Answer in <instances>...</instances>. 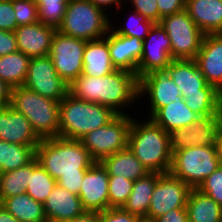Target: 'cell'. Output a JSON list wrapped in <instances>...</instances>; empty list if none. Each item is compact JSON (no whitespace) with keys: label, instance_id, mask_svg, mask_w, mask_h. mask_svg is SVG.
I'll return each instance as SVG.
<instances>
[{"label":"cell","instance_id":"38","mask_svg":"<svg viewBox=\"0 0 222 222\" xmlns=\"http://www.w3.org/2000/svg\"><path fill=\"white\" fill-rule=\"evenodd\" d=\"M13 10L17 26L38 22V6L33 0H13Z\"/></svg>","mask_w":222,"mask_h":222},{"label":"cell","instance_id":"26","mask_svg":"<svg viewBox=\"0 0 222 222\" xmlns=\"http://www.w3.org/2000/svg\"><path fill=\"white\" fill-rule=\"evenodd\" d=\"M100 163L107 170L109 176H123L133 181L150 173L128 147L106 156Z\"/></svg>","mask_w":222,"mask_h":222},{"label":"cell","instance_id":"3","mask_svg":"<svg viewBox=\"0 0 222 222\" xmlns=\"http://www.w3.org/2000/svg\"><path fill=\"white\" fill-rule=\"evenodd\" d=\"M132 119L128 137V148L149 172L169 173L172 150L169 133L151 118L143 121Z\"/></svg>","mask_w":222,"mask_h":222},{"label":"cell","instance_id":"15","mask_svg":"<svg viewBox=\"0 0 222 222\" xmlns=\"http://www.w3.org/2000/svg\"><path fill=\"white\" fill-rule=\"evenodd\" d=\"M139 100L140 97H147L151 118L161 107L173 102L176 96H182L180 88L173 79L165 72H151L139 79ZM149 103V104H148Z\"/></svg>","mask_w":222,"mask_h":222},{"label":"cell","instance_id":"34","mask_svg":"<svg viewBox=\"0 0 222 222\" xmlns=\"http://www.w3.org/2000/svg\"><path fill=\"white\" fill-rule=\"evenodd\" d=\"M56 184L57 181L39 164L35 157L34 170L30 173L26 193L35 201L44 203Z\"/></svg>","mask_w":222,"mask_h":222},{"label":"cell","instance_id":"5","mask_svg":"<svg viewBox=\"0 0 222 222\" xmlns=\"http://www.w3.org/2000/svg\"><path fill=\"white\" fill-rule=\"evenodd\" d=\"M9 106L29 120L33 130L41 139L58 137V101L19 86L11 89Z\"/></svg>","mask_w":222,"mask_h":222},{"label":"cell","instance_id":"44","mask_svg":"<svg viewBox=\"0 0 222 222\" xmlns=\"http://www.w3.org/2000/svg\"><path fill=\"white\" fill-rule=\"evenodd\" d=\"M18 51L14 32L0 30V56Z\"/></svg>","mask_w":222,"mask_h":222},{"label":"cell","instance_id":"1","mask_svg":"<svg viewBox=\"0 0 222 222\" xmlns=\"http://www.w3.org/2000/svg\"><path fill=\"white\" fill-rule=\"evenodd\" d=\"M36 159L59 186L78 196L86 170L96 162L80 140L62 137L42 139Z\"/></svg>","mask_w":222,"mask_h":222},{"label":"cell","instance_id":"40","mask_svg":"<svg viewBox=\"0 0 222 222\" xmlns=\"http://www.w3.org/2000/svg\"><path fill=\"white\" fill-rule=\"evenodd\" d=\"M143 218L124 211L122 208H109L98 212V222H141Z\"/></svg>","mask_w":222,"mask_h":222},{"label":"cell","instance_id":"7","mask_svg":"<svg viewBox=\"0 0 222 222\" xmlns=\"http://www.w3.org/2000/svg\"><path fill=\"white\" fill-rule=\"evenodd\" d=\"M219 166L215 145L193 146L173 152L169 173L198 188Z\"/></svg>","mask_w":222,"mask_h":222},{"label":"cell","instance_id":"47","mask_svg":"<svg viewBox=\"0 0 222 222\" xmlns=\"http://www.w3.org/2000/svg\"><path fill=\"white\" fill-rule=\"evenodd\" d=\"M11 89V87L0 79V107L9 105Z\"/></svg>","mask_w":222,"mask_h":222},{"label":"cell","instance_id":"2","mask_svg":"<svg viewBox=\"0 0 222 222\" xmlns=\"http://www.w3.org/2000/svg\"><path fill=\"white\" fill-rule=\"evenodd\" d=\"M138 90L139 80L135 74L115 70L103 77L81 74L69 85L68 93L74 98L108 107L117 115H127L128 107L139 101Z\"/></svg>","mask_w":222,"mask_h":222},{"label":"cell","instance_id":"17","mask_svg":"<svg viewBox=\"0 0 222 222\" xmlns=\"http://www.w3.org/2000/svg\"><path fill=\"white\" fill-rule=\"evenodd\" d=\"M0 140L36 149L42 139L33 130L29 120L8 105L0 107Z\"/></svg>","mask_w":222,"mask_h":222},{"label":"cell","instance_id":"22","mask_svg":"<svg viewBox=\"0 0 222 222\" xmlns=\"http://www.w3.org/2000/svg\"><path fill=\"white\" fill-rule=\"evenodd\" d=\"M185 10L204 34L222 33V0H186Z\"/></svg>","mask_w":222,"mask_h":222},{"label":"cell","instance_id":"18","mask_svg":"<svg viewBox=\"0 0 222 222\" xmlns=\"http://www.w3.org/2000/svg\"><path fill=\"white\" fill-rule=\"evenodd\" d=\"M108 48L116 70H125L138 78V64L142 57L143 41L136 37L124 36L108 31Z\"/></svg>","mask_w":222,"mask_h":222},{"label":"cell","instance_id":"31","mask_svg":"<svg viewBox=\"0 0 222 222\" xmlns=\"http://www.w3.org/2000/svg\"><path fill=\"white\" fill-rule=\"evenodd\" d=\"M35 157L36 149L33 146L0 140V173L25 166Z\"/></svg>","mask_w":222,"mask_h":222},{"label":"cell","instance_id":"52","mask_svg":"<svg viewBox=\"0 0 222 222\" xmlns=\"http://www.w3.org/2000/svg\"><path fill=\"white\" fill-rule=\"evenodd\" d=\"M141 222H152V221L143 219Z\"/></svg>","mask_w":222,"mask_h":222},{"label":"cell","instance_id":"35","mask_svg":"<svg viewBox=\"0 0 222 222\" xmlns=\"http://www.w3.org/2000/svg\"><path fill=\"white\" fill-rule=\"evenodd\" d=\"M38 6V21L55 28L61 26L71 0H33Z\"/></svg>","mask_w":222,"mask_h":222},{"label":"cell","instance_id":"50","mask_svg":"<svg viewBox=\"0 0 222 222\" xmlns=\"http://www.w3.org/2000/svg\"><path fill=\"white\" fill-rule=\"evenodd\" d=\"M215 147L217 151V158L219 160V164L220 166H222V130L221 129L219 131Z\"/></svg>","mask_w":222,"mask_h":222},{"label":"cell","instance_id":"32","mask_svg":"<svg viewBox=\"0 0 222 222\" xmlns=\"http://www.w3.org/2000/svg\"><path fill=\"white\" fill-rule=\"evenodd\" d=\"M33 170L34 159L25 166L0 173V202L5 198L26 193Z\"/></svg>","mask_w":222,"mask_h":222},{"label":"cell","instance_id":"9","mask_svg":"<svg viewBox=\"0 0 222 222\" xmlns=\"http://www.w3.org/2000/svg\"><path fill=\"white\" fill-rule=\"evenodd\" d=\"M131 115H116L108 124L94 129L80 139L96 162L128 147L133 119Z\"/></svg>","mask_w":222,"mask_h":222},{"label":"cell","instance_id":"20","mask_svg":"<svg viewBox=\"0 0 222 222\" xmlns=\"http://www.w3.org/2000/svg\"><path fill=\"white\" fill-rule=\"evenodd\" d=\"M56 29L41 22L21 25L14 30L18 51L30 58L47 56Z\"/></svg>","mask_w":222,"mask_h":222},{"label":"cell","instance_id":"13","mask_svg":"<svg viewBox=\"0 0 222 222\" xmlns=\"http://www.w3.org/2000/svg\"><path fill=\"white\" fill-rule=\"evenodd\" d=\"M220 131L219 114L200 117L188 127L169 133L172 152L193 146H214Z\"/></svg>","mask_w":222,"mask_h":222},{"label":"cell","instance_id":"45","mask_svg":"<svg viewBox=\"0 0 222 222\" xmlns=\"http://www.w3.org/2000/svg\"><path fill=\"white\" fill-rule=\"evenodd\" d=\"M152 222H189L187 208L173 209L152 220Z\"/></svg>","mask_w":222,"mask_h":222},{"label":"cell","instance_id":"46","mask_svg":"<svg viewBox=\"0 0 222 222\" xmlns=\"http://www.w3.org/2000/svg\"><path fill=\"white\" fill-rule=\"evenodd\" d=\"M91 3H93L95 6L103 9L104 11H108V7L112 8L116 6V11L122 9V6L124 5V1L126 0H88ZM123 1V2H122ZM123 4V5H122ZM114 5V6H113ZM106 9V10H105ZM118 9V10H117Z\"/></svg>","mask_w":222,"mask_h":222},{"label":"cell","instance_id":"36","mask_svg":"<svg viewBox=\"0 0 222 222\" xmlns=\"http://www.w3.org/2000/svg\"><path fill=\"white\" fill-rule=\"evenodd\" d=\"M131 10V14L128 15L129 17L126 21L127 24L121 25L122 23H120L119 27L116 25L114 26V22H110V29L116 34L136 37L143 41L155 23L151 20L145 19L140 13L133 10L132 8Z\"/></svg>","mask_w":222,"mask_h":222},{"label":"cell","instance_id":"23","mask_svg":"<svg viewBox=\"0 0 222 222\" xmlns=\"http://www.w3.org/2000/svg\"><path fill=\"white\" fill-rule=\"evenodd\" d=\"M165 72L180 88L183 97L186 94L200 93L208 85L195 60L173 59Z\"/></svg>","mask_w":222,"mask_h":222},{"label":"cell","instance_id":"27","mask_svg":"<svg viewBox=\"0 0 222 222\" xmlns=\"http://www.w3.org/2000/svg\"><path fill=\"white\" fill-rule=\"evenodd\" d=\"M159 175L160 173L158 172H150L146 176L134 181L132 192L122 209L145 219Z\"/></svg>","mask_w":222,"mask_h":222},{"label":"cell","instance_id":"53","mask_svg":"<svg viewBox=\"0 0 222 222\" xmlns=\"http://www.w3.org/2000/svg\"><path fill=\"white\" fill-rule=\"evenodd\" d=\"M42 222H54V221H51V220L46 219V220H44V221H42Z\"/></svg>","mask_w":222,"mask_h":222},{"label":"cell","instance_id":"21","mask_svg":"<svg viewBox=\"0 0 222 222\" xmlns=\"http://www.w3.org/2000/svg\"><path fill=\"white\" fill-rule=\"evenodd\" d=\"M43 207L46 218L58 222L71 221L86 211L78 195L58 184L48 195Z\"/></svg>","mask_w":222,"mask_h":222},{"label":"cell","instance_id":"8","mask_svg":"<svg viewBox=\"0 0 222 222\" xmlns=\"http://www.w3.org/2000/svg\"><path fill=\"white\" fill-rule=\"evenodd\" d=\"M159 24L171 41L172 59H196L205 34L197 27L185 9L164 16Z\"/></svg>","mask_w":222,"mask_h":222},{"label":"cell","instance_id":"24","mask_svg":"<svg viewBox=\"0 0 222 222\" xmlns=\"http://www.w3.org/2000/svg\"><path fill=\"white\" fill-rule=\"evenodd\" d=\"M108 48V32L104 38L87 41L83 53V75L103 77L114 72Z\"/></svg>","mask_w":222,"mask_h":222},{"label":"cell","instance_id":"49","mask_svg":"<svg viewBox=\"0 0 222 222\" xmlns=\"http://www.w3.org/2000/svg\"><path fill=\"white\" fill-rule=\"evenodd\" d=\"M0 222H20L0 205Z\"/></svg>","mask_w":222,"mask_h":222},{"label":"cell","instance_id":"43","mask_svg":"<svg viewBox=\"0 0 222 222\" xmlns=\"http://www.w3.org/2000/svg\"><path fill=\"white\" fill-rule=\"evenodd\" d=\"M186 0H157L159 9V22L164 16L183 11L185 9Z\"/></svg>","mask_w":222,"mask_h":222},{"label":"cell","instance_id":"39","mask_svg":"<svg viewBox=\"0 0 222 222\" xmlns=\"http://www.w3.org/2000/svg\"><path fill=\"white\" fill-rule=\"evenodd\" d=\"M222 207V166H219L197 188Z\"/></svg>","mask_w":222,"mask_h":222},{"label":"cell","instance_id":"4","mask_svg":"<svg viewBox=\"0 0 222 222\" xmlns=\"http://www.w3.org/2000/svg\"><path fill=\"white\" fill-rule=\"evenodd\" d=\"M117 114L110 108L67 94L59 102L58 137L80 140L94 129L108 124Z\"/></svg>","mask_w":222,"mask_h":222},{"label":"cell","instance_id":"6","mask_svg":"<svg viewBox=\"0 0 222 222\" xmlns=\"http://www.w3.org/2000/svg\"><path fill=\"white\" fill-rule=\"evenodd\" d=\"M108 12L88 0H71L57 31L63 35L86 41L104 38L110 29Z\"/></svg>","mask_w":222,"mask_h":222},{"label":"cell","instance_id":"16","mask_svg":"<svg viewBox=\"0 0 222 222\" xmlns=\"http://www.w3.org/2000/svg\"><path fill=\"white\" fill-rule=\"evenodd\" d=\"M109 175L100 162H95L83 176L79 193L82 206L86 211L109 209Z\"/></svg>","mask_w":222,"mask_h":222},{"label":"cell","instance_id":"10","mask_svg":"<svg viewBox=\"0 0 222 222\" xmlns=\"http://www.w3.org/2000/svg\"><path fill=\"white\" fill-rule=\"evenodd\" d=\"M87 41L63 35H53L49 56L58 75L70 85L83 71V53Z\"/></svg>","mask_w":222,"mask_h":222},{"label":"cell","instance_id":"29","mask_svg":"<svg viewBox=\"0 0 222 222\" xmlns=\"http://www.w3.org/2000/svg\"><path fill=\"white\" fill-rule=\"evenodd\" d=\"M0 205L20 222H42L47 219L43 203L35 201L27 193L5 198Z\"/></svg>","mask_w":222,"mask_h":222},{"label":"cell","instance_id":"25","mask_svg":"<svg viewBox=\"0 0 222 222\" xmlns=\"http://www.w3.org/2000/svg\"><path fill=\"white\" fill-rule=\"evenodd\" d=\"M199 118L200 116L186 105L183 96H176L173 102L161 107L151 117L156 124L168 133L177 128L188 127Z\"/></svg>","mask_w":222,"mask_h":222},{"label":"cell","instance_id":"19","mask_svg":"<svg viewBox=\"0 0 222 222\" xmlns=\"http://www.w3.org/2000/svg\"><path fill=\"white\" fill-rule=\"evenodd\" d=\"M195 61L207 83L222 93V33L204 35Z\"/></svg>","mask_w":222,"mask_h":222},{"label":"cell","instance_id":"33","mask_svg":"<svg viewBox=\"0 0 222 222\" xmlns=\"http://www.w3.org/2000/svg\"><path fill=\"white\" fill-rule=\"evenodd\" d=\"M222 93L213 85L208 84L200 93L186 94V105L200 117L218 114Z\"/></svg>","mask_w":222,"mask_h":222},{"label":"cell","instance_id":"28","mask_svg":"<svg viewBox=\"0 0 222 222\" xmlns=\"http://www.w3.org/2000/svg\"><path fill=\"white\" fill-rule=\"evenodd\" d=\"M186 208L189 222H222V207L197 188H192Z\"/></svg>","mask_w":222,"mask_h":222},{"label":"cell","instance_id":"51","mask_svg":"<svg viewBox=\"0 0 222 222\" xmlns=\"http://www.w3.org/2000/svg\"><path fill=\"white\" fill-rule=\"evenodd\" d=\"M219 118H220V129L222 130V101H221V104H220V107H219Z\"/></svg>","mask_w":222,"mask_h":222},{"label":"cell","instance_id":"12","mask_svg":"<svg viewBox=\"0 0 222 222\" xmlns=\"http://www.w3.org/2000/svg\"><path fill=\"white\" fill-rule=\"evenodd\" d=\"M191 189L188 184L170 173L160 174L145 219L152 221L170 210L185 208Z\"/></svg>","mask_w":222,"mask_h":222},{"label":"cell","instance_id":"48","mask_svg":"<svg viewBox=\"0 0 222 222\" xmlns=\"http://www.w3.org/2000/svg\"><path fill=\"white\" fill-rule=\"evenodd\" d=\"M71 222H98V212L85 211L80 216L72 219Z\"/></svg>","mask_w":222,"mask_h":222},{"label":"cell","instance_id":"11","mask_svg":"<svg viewBox=\"0 0 222 222\" xmlns=\"http://www.w3.org/2000/svg\"><path fill=\"white\" fill-rule=\"evenodd\" d=\"M25 88L60 102L67 94L69 85L58 75L49 55L30 59Z\"/></svg>","mask_w":222,"mask_h":222},{"label":"cell","instance_id":"37","mask_svg":"<svg viewBox=\"0 0 222 222\" xmlns=\"http://www.w3.org/2000/svg\"><path fill=\"white\" fill-rule=\"evenodd\" d=\"M109 208H122L132 192L133 180L125 177L109 176Z\"/></svg>","mask_w":222,"mask_h":222},{"label":"cell","instance_id":"41","mask_svg":"<svg viewBox=\"0 0 222 222\" xmlns=\"http://www.w3.org/2000/svg\"><path fill=\"white\" fill-rule=\"evenodd\" d=\"M127 1V0H126ZM135 11L140 13L145 19L154 23H159V9L157 0H128Z\"/></svg>","mask_w":222,"mask_h":222},{"label":"cell","instance_id":"42","mask_svg":"<svg viewBox=\"0 0 222 222\" xmlns=\"http://www.w3.org/2000/svg\"><path fill=\"white\" fill-rule=\"evenodd\" d=\"M17 27L13 0H0V30L14 32Z\"/></svg>","mask_w":222,"mask_h":222},{"label":"cell","instance_id":"30","mask_svg":"<svg viewBox=\"0 0 222 222\" xmlns=\"http://www.w3.org/2000/svg\"><path fill=\"white\" fill-rule=\"evenodd\" d=\"M30 59L21 51L0 56V79L11 88L23 86Z\"/></svg>","mask_w":222,"mask_h":222},{"label":"cell","instance_id":"14","mask_svg":"<svg viewBox=\"0 0 222 222\" xmlns=\"http://www.w3.org/2000/svg\"><path fill=\"white\" fill-rule=\"evenodd\" d=\"M172 60L171 41L160 24L155 23L143 40L142 57L138 64V80L148 73L165 71Z\"/></svg>","mask_w":222,"mask_h":222}]
</instances>
